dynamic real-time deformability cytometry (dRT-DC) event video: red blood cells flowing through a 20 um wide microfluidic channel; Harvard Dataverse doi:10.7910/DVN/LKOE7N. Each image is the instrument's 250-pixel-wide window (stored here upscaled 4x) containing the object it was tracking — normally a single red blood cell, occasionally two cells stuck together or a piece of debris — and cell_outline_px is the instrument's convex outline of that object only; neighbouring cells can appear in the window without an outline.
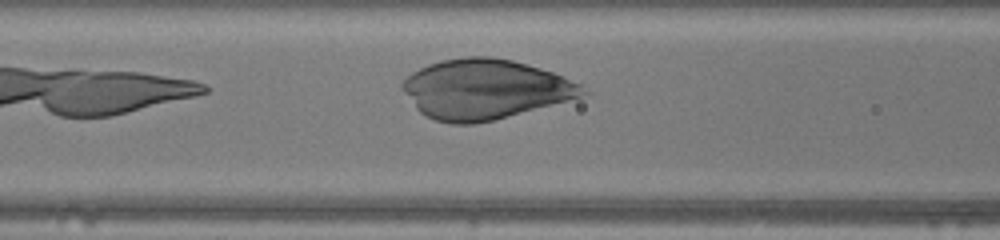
{"species": "human", "species_latin": "Homo sapiens", "temperature_condition": "warm", "stored_images_in_passage": 22, "camera_frame_rate_fps": 3000, "um_per_image_px": 0.085, "donor": {"sex": "female"}, "frame": {"image": 1, "passage_image": 6, "time_ms": 1.667, "image_size_px": [1000, 240], "cell_outline_px": [[592, 92], [580, 96], [492, 120], [476, 124], [452, 124], [436, 120], [420, 112], [416, 108], [400, 88], [400, 84], [412, 72], [428, 64], [440, 60], [464, 56], [492, 56], [512, 60], [540, 68], [564, 76], [584, 84]], "centroid_in_image_um": [41.21, 7.56], "position_along_channel_um": 125.4, "area_um2": 62.6}}
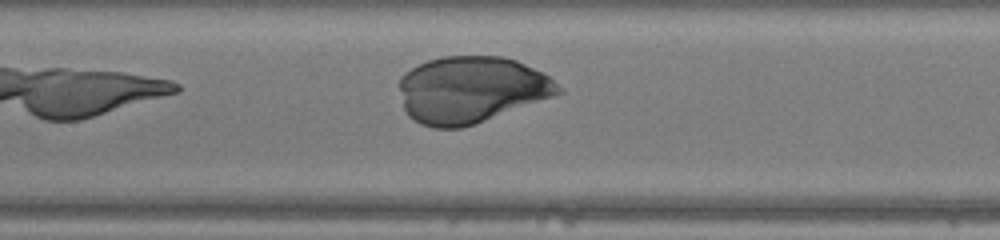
{"frame": {"image": 2, "passage_image": 9, "time_ms": 2.667, "image_size_px": [1000, 240], "cell_outline_px": [[564, 92], [472, 124], [460, 128], [432, 128], [420, 124], [408, 116], [404, 108], [400, 88], [400, 76], [404, 72], [428, 60], [444, 56], [504, 56], [516, 60], [548, 76], [564, 88]], "centroid_in_image_um": [40.02, 7.61], "position_along_channel_um": 167.4, "area_um2": 61.21}}
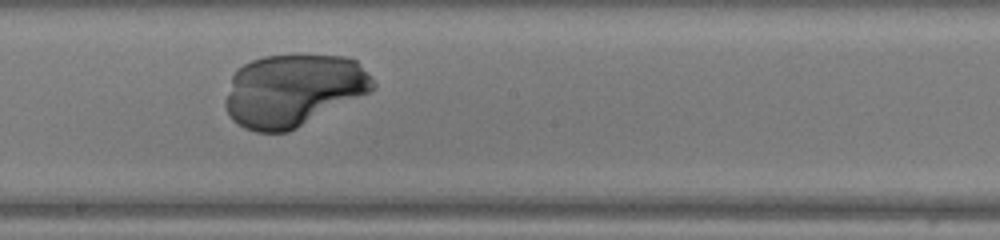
{"frame": {"image": 3, "passage_image": 13, "time_ms": 4.0, "image_size_px": [1000, 240], "cell_outline_px": [[376, 88], [372, 92], [288, 132], [256, 132], [244, 128], [232, 120], [224, 104], [224, 100], [232, 76], [236, 68], [252, 60], [264, 56], [344, 56], [356, 60], [372, 76], [376, 84]], "centroid_in_image_um": [24.94, 7.69], "position_along_channel_um": 223.3, "area_um2": 62.42}}